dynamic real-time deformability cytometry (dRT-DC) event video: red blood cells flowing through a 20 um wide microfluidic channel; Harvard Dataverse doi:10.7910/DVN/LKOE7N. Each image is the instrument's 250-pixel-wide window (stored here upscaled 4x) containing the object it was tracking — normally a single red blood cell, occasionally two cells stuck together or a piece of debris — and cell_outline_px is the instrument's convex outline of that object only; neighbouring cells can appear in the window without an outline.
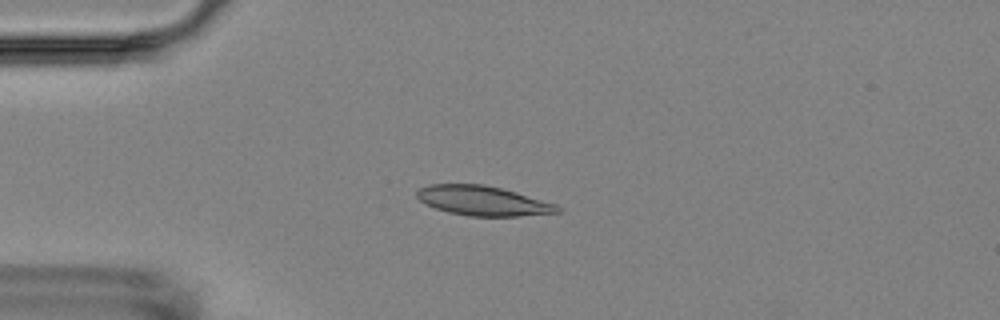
{"species": "Egyptian fruit bat (a non-hibernating species)", "species_latin": "Rousettus aegyptiacus", "temperature_condition": "room temperature", "stored_images_in_passage": 8, "camera_frame_rate_fps": 3000, "um_per_image_px": 0.085, "animal": {"sex": "female"}, "frame": {"image": 1, "passage_image": 4, "time_ms": 3.333, "image_size_px": [1000, 320], "cell_outline_px": [[560, 212], [520, 216], [468, 216], [448, 212], [436, 208], [420, 200], [416, 196], [416, 192], [420, 188], [428, 184], [484, 184], [516, 192], [556, 204], [560, 208]], "centroid_in_image_um": [41.04, 17.06], "position_along_channel_um": 44.0, "area_um2": 24.1}}
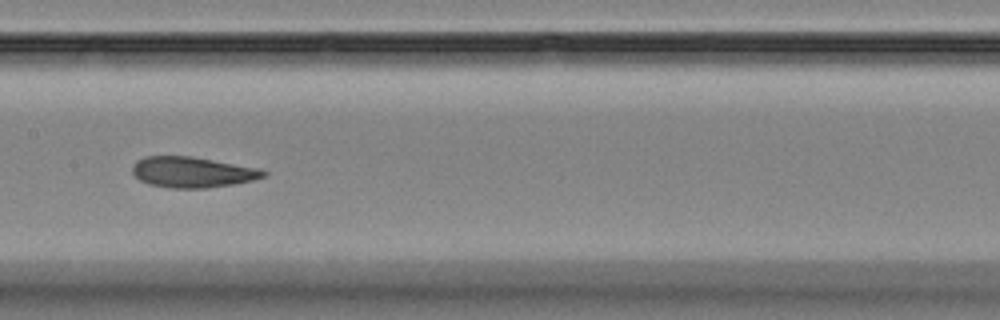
{"frame": {"image": 2, "passage_image": 8, "time_ms": 8.0, "image_size_px": [1000, 320], "cell_outline_px": [[268, 176], [252, 180], [232, 184], [208, 188], [168, 188], [148, 184], [140, 180], [132, 172], [132, 164], [136, 160], [144, 156], [192, 156], [260, 168], [268, 172]], "centroid_in_image_um": [16.35, 14.63], "position_along_channel_um": 191.1, "area_um2": 23.7}}